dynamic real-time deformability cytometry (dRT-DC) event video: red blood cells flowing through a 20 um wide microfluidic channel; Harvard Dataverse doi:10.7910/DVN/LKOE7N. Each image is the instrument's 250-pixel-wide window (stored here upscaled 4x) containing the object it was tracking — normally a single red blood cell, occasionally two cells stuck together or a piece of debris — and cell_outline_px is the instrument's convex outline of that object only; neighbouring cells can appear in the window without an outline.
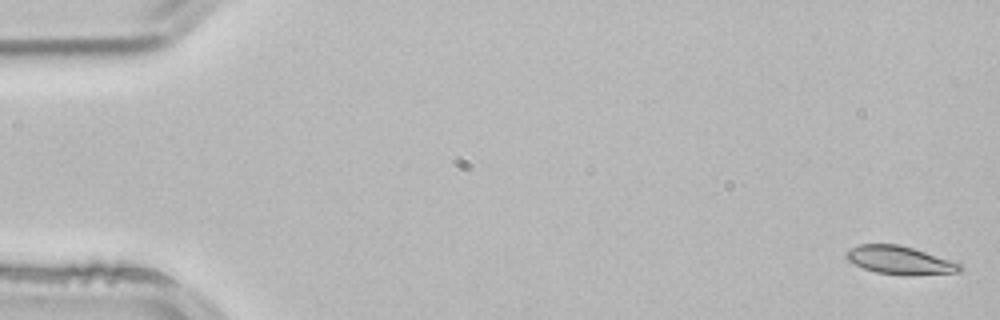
{"species": "common noctule bat (a hibernating species)", "species_latin": "Nyctalus noctula", "temperature_condition": "room temperature", "stored_images_in_passage": 5, "camera_frame_rate_fps": 3000, "um_per_image_px": 0.085, "animal": {"sex": "male", "body_mass_g": 21.5, "forearm_length_mm": 52.0}, "frame": {"image": 1, "passage_image": 1, "time_ms": 0.0, "image_size_px": [1000, 320], "cell_outline_px": [[964, 268], [960, 272], [908, 276], [904, 276], [876, 272], [864, 268], [848, 260], [844, 256], [852, 248], [860, 244], [900, 244], [960, 264]], "centroid_in_image_um": [76.49, 22.14], "position_along_channel_um": 8.5, "area_um2": 18.44}}
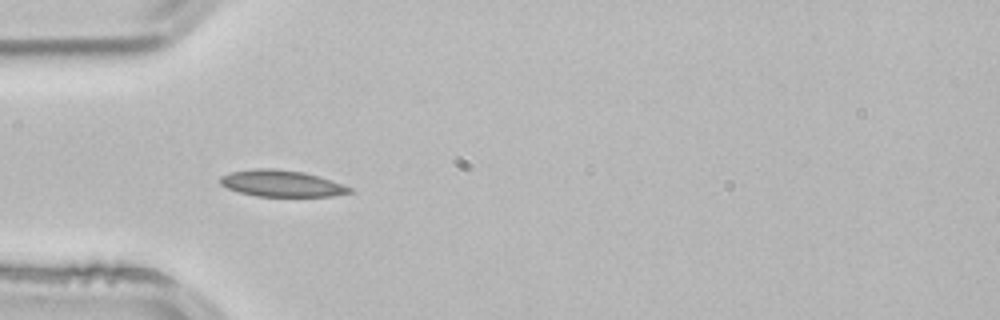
{"frame": {"image": 2, "passage_image": 4, "time_ms": 1.0, "image_size_px": [1000, 320], "cell_outline_px": [[352, 192], [332, 196], [256, 196], [240, 192], [228, 188], [220, 184], [220, 176], [228, 172], [256, 168], [276, 168], [304, 172], [352, 188]], "centroid_in_image_um": [23.86, 15.58], "position_along_channel_um": 61.1, "area_um2": 19.77}}